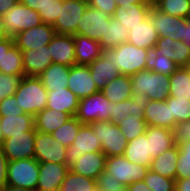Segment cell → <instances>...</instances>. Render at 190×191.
<instances>
[{
	"mask_svg": "<svg viewBox=\"0 0 190 191\" xmlns=\"http://www.w3.org/2000/svg\"><path fill=\"white\" fill-rule=\"evenodd\" d=\"M148 49L137 47L128 42L111 49H103L102 54L113 61L121 75L132 76L146 69Z\"/></svg>",
	"mask_w": 190,
	"mask_h": 191,
	"instance_id": "obj_1",
	"label": "cell"
},
{
	"mask_svg": "<svg viewBox=\"0 0 190 191\" xmlns=\"http://www.w3.org/2000/svg\"><path fill=\"white\" fill-rule=\"evenodd\" d=\"M14 95L22 112L33 117L47 106L48 91L37 76H23Z\"/></svg>",
	"mask_w": 190,
	"mask_h": 191,
	"instance_id": "obj_2",
	"label": "cell"
},
{
	"mask_svg": "<svg viewBox=\"0 0 190 191\" xmlns=\"http://www.w3.org/2000/svg\"><path fill=\"white\" fill-rule=\"evenodd\" d=\"M132 92L147 96L150 100L163 101L168 98L170 76L145 69L130 76Z\"/></svg>",
	"mask_w": 190,
	"mask_h": 191,
	"instance_id": "obj_3",
	"label": "cell"
},
{
	"mask_svg": "<svg viewBox=\"0 0 190 191\" xmlns=\"http://www.w3.org/2000/svg\"><path fill=\"white\" fill-rule=\"evenodd\" d=\"M96 133L102 151L107 157L124 155L128 140L125 135L120 132L118 125L110 121H94L89 124Z\"/></svg>",
	"mask_w": 190,
	"mask_h": 191,
	"instance_id": "obj_4",
	"label": "cell"
},
{
	"mask_svg": "<svg viewBox=\"0 0 190 191\" xmlns=\"http://www.w3.org/2000/svg\"><path fill=\"white\" fill-rule=\"evenodd\" d=\"M7 169V185L36 191L39 178V162L35 158L9 161Z\"/></svg>",
	"mask_w": 190,
	"mask_h": 191,
	"instance_id": "obj_5",
	"label": "cell"
},
{
	"mask_svg": "<svg viewBox=\"0 0 190 191\" xmlns=\"http://www.w3.org/2000/svg\"><path fill=\"white\" fill-rule=\"evenodd\" d=\"M8 37H15L19 32L43 23L39 13L21 2H17L9 11L2 15Z\"/></svg>",
	"mask_w": 190,
	"mask_h": 191,
	"instance_id": "obj_6",
	"label": "cell"
},
{
	"mask_svg": "<svg viewBox=\"0 0 190 191\" xmlns=\"http://www.w3.org/2000/svg\"><path fill=\"white\" fill-rule=\"evenodd\" d=\"M75 117L82 124H90L94 121H109L111 117V102L100 90L79 101Z\"/></svg>",
	"mask_w": 190,
	"mask_h": 191,
	"instance_id": "obj_7",
	"label": "cell"
},
{
	"mask_svg": "<svg viewBox=\"0 0 190 191\" xmlns=\"http://www.w3.org/2000/svg\"><path fill=\"white\" fill-rule=\"evenodd\" d=\"M148 170V166L130 162L123 155L106 158L105 171L118 179L123 186L128 187L134 182L143 181Z\"/></svg>",
	"mask_w": 190,
	"mask_h": 191,
	"instance_id": "obj_8",
	"label": "cell"
},
{
	"mask_svg": "<svg viewBox=\"0 0 190 191\" xmlns=\"http://www.w3.org/2000/svg\"><path fill=\"white\" fill-rule=\"evenodd\" d=\"M88 7L83 0H62L57 20L52 25L57 34L73 35L77 32L79 20Z\"/></svg>",
	"mask_w": 190,
	"mask_h": 191,
	"instance_id": "obj_9",
	"label": "cell"
},
{
	"mask_svg": "<svg viewBox=\"0 0 190 191\" xmlns=\"http://www.w3.org/2000/svg\"><path fill=\"white\" fill-rule=\"evenodd\" d=\"M148 18L158 33V37H169L173 40L183 41L184 26L187 18L165 14L152 5Z\"/></svg>",
	"mask_w": 190,
	"mask_h": 191,
	"instance_id": "obj_10",
	"label": "cell"
},
{
	"mask_svg": "<svg viewBox=\"0 0 190 191\" xmlns=\"http://www.w3.org/2000/svg\"><path fill=\"white\" fill-rule=\"evenodd\" d=\"M99 151H102V145L96 133L89 124H82L73 144L66 149V164L68 166L72 165L82 154Z\"/></svg>",
	"mask_w": 190,
	"mask_h": 191,
	"instance_id": "obj_11",
	"label": "cell"
},
{
	"mask_svg": "<svg viewBox=\"0 0 190 191\" xmlns=\"http://www.w3.org/2000/svg\"><path fill=\"white\" fill-rule=\"evenodd\" d=\"M66 149L51 134L36 131L34 158L38 162L66 164Z\"/></svg>",
	"mask_w": 190,
	"mask_h": 191,
	"instance_id": "obj_12",
	"label": "cell"
},
{
	"mask_svg": "<svg viewBox=\"0 0 190 191\" xmlns=\"http://www.w3.org/2000/svg\"><path fill=\"white\" fill-rule=\"evenodd\" d=\"M35 137L36 129L33 127L30 131L4 139L0 147L8 161L34 158Z\"/></svg>",
	"mask_w": 190,
	"mask_h": 191,
	"instance_id": "obj_13",
	"label": "cell"
},
{
	"mask_svg": "<svg viewBox=\"0 0 190 191\" xmlns=\"http://www.w3.org/2000/svg\"><path fill=\"white\" fill-rule=\"evenodd\" d=\"M111 17L109 13L97 10L88 5L79 20L75 34L99 41L101 37H105L107 20Z\"/></svg>",
	"mask_w": 190,
	"mask_h": 191,
	"instance_id": "obj_14",
	"label": "cell"
},
{
	"mask_svg": "<svg viewBox=\"0 0 190 191\" xmlns=\"http://www.w3.org/2000/svg\"><path fill=\"white\" fill-rule=\"evenodd\" d=\"M56 34L51 24L42 23L33 28L23 30L14 37V44L23 52L29 49H39L48 45Z\"/></svg>",
	"mask_w": 190,
	"mask_h": 191,
	"instance_id": "obj_15",
	"label": "cell"
},
{
	"mask_svg": "<svg viewBox=\"0 0 190 191\" xmlns=\"http://www.w3.org/2000/svg\"><path fill=\"white\" fill-rule=\"evenodd\" d=\"M69 170L67 164L39 162V178L36 191H59Z\"/></svg>",
	"mask_w": 190,
	"mask_h": 191,
	"instance_id": "obj_16",
	"label": "cell"
},
{
	"mask_svg": "<svg viewBox=\"0 0 190 191\" xmlns=\"http://www.w3.org/2000/svg\"><path fill=\"white\" fill-rule=\"evenodd\" d=\"M67 88L80 100L100 91L91 76L90 69L85 65L70 67Z\"/></svg>",
	"mask_w": 190,
	"mask_h": 191,
	"instance_id": "obj_17",
	"label": "cell"
},
{
	"mask_svg": "<svg viewBox=\"0 0 190 191\" xmlns=\"http://www.w3.org/2000/svg\"><path fill=\"white\" fill-rule=\"evenodd\" d=\"M150 99L145 95L132 93V96L124 101L118 103L111 102V117L110 122L118 124L130 115H137L144 119V109L149 103Z\"/></svg>",
	"mask_w": 190,
	"mask_h": 191,
	"instance_id": "obj_18",
	"label": "cell"
},
{
	"mask_svg": "<svg viewBox=\"0 0 190 191\" xmlns=\"http://www.w3.org/2000/svg\"><path fill=\"white\" fill-rule=\"evenodd\" d=\"M53 63L66 66L76 65L73 35L55 34L48 44Z\"/></svg>",
	"mask_w": 190,
	"mask_h": 191,
	"instance_id": "obj_19",
	"label": "cell"
},
{
	"mask_svg": "<svg viewBox=\"0 0 190 191\" xmlns=\"http://www.w3.org/2000/svg\"><path fill=\"white\" fill-rule=\"evenodd\" d=\"M107 156L103 151L82 154V156L69 166L77 174L96 180L105 171Z\"/></svg>",
	"mask_w": 190,
	"mask_h": 191,
	"instance_id": "obj_20",
	"label": "cell"
},
{
	"mask_svg": "<svg viewBox=\"0 0 190 191\" xmlns=\"http://www.w3.org/2000/svg\"><path fill=\"white\" fill-rule=\"evenodd\" d=\"M144 120L147 126L163 127L174 130L176 120L171 118L170 106L167 101L150 100L144 109Z\"/></svg>",
	"mask_w": 190,
	"mask_h": 191,
	"instance_id": "obj_21",
	"label": "cell"
},
{
	"mask_svg": "<svg viewBox=\"0 0 190 191\" xmlns=\"http://www.w3.org/2000/svg\"><path fill=\"white\" fill-rule=\"evenodd\" d=\"M25 76H39L53 63L48 45L22 52Z\"/></svg>",
	"mask_w": 190,
	"mask_h": 191,
	"instance_id": "obj_22",
	"label": "cell"
},
{
	"mask_svg": "<svg viewBox=\"0 0 190 191\" xmlns=\"http://www.w3.org/2000/svg\"><path fill=\"white\" fill-rule=\"evenodd\" d=\"M0 72L8 75H25L22 51L14 44V38H3V57Z\"/></svg>",
	"mask_w": 190,
	"mask_h": 191,
	"instance_id": "obj_23",
	"label": "cell"
},
{
	"mask_svg": "<svg viewBox=\"0 0 190 191\" xmlns=\"http://www.w3.org/2000/svg\"><path fill=\"white\" fill-rule=\"evenodd\" d=\"M155 47L179 67L190 66V46L183 41L173 40L169 37H159Z\"/></svg>",
	"mask_w": 190,
	"mask_h": 191,
	"instance_id": "obj_24",
	"label": "cell"
},
{
	"mask_svg": "<svg viewBox=\"0 0 190 191\" xmlns=\"http://www.w3.org/2000/svg\"><path fill=\"white\" fill-rule=\"evenodd\" d=\"M75 41V61L76 65H90L102 54L100 43L89 37L73 34Z\"/></svg>",
	"mask_w": 190,
	"mask_h": 191,
	"instance_id": "obj_25",
	"label": "cell"
},
{
	"mask_svg": "<svg viewBox=\"0 0 190 191\" xmlns=\"http://www.w3.org/2000/svg\"><path fill=\"white\" fill-rule=\"evenodd\" d=\"M80 99L68 88L48 91L47 109L66 112L72 117L76 115Z\"/></svg>",
	"mask_w": 190,
	"mask_h": 191,
	"instance_id": "obj_26",
	"label": "cell"
},
{
	"mask_svg": "<svg viewBox=\"0 0 190 191\" xmlns=\"http://www.w3.org/2000/svg\"><path fill=\"white\" fill-rule=\"evenodd\" d=\"M123 156L128 161L137 165L142 164L150 167L152 162L150 138H148L146 134H143L133 140L128 141Z\"/></svg>",
	"mask_w": 190,
	"mask_h": 191,
	"instance_id": "obj_27",
	"label": "cell"
},
{
	"mask_svg": "<svg viewBox=\"0 0 190 191\" xmlns=\"http://www.w3.org/2000/svg\"><path fill=\"white\" fill-rule=\"evenodd\" d=\"M145 134L150 138L151 159L177 145L175 142L174 130L163 127L147 126Z\"/></svg>",
	"mask_w": 190,
	"mask_h": 191,
	"instance_id": "obj_28",
	"label": "cell"
},
{
	"mask_svg": "<svg viewBox=\"0 0 190 191\" xmlns=\"http://www.w3.org/2000/svg\"><path fill=\"white\" fill-rule=\"evenodd\" d=\"M153 4H130L129 7L119 6L112 17L119 20L124 28L132 29L144 21L149 14Z\"/></svg>",
	"mask_w": 190,
	"mask_h": 191,
	"instance_id": "obj_29",
	"label": "cell"
},
{
	"mask_svg": "<svg viewBox=\"0 0 190 191\" xmlns=\"http://www.w3.org/2000/svg\"><path fill=\"white\" fill-rule=\"evenodd\" d=\"M158 33L147 17L139 25L129 29L127 42L141 48H154L157 44Z\"/></svg>",
	"mask_w": 190,
	"mask_h": 191,
	"instance_id": "obj_30",
	"label": "cell"
},
{
	"mask_svg": "<svg viewBox=\"0 0 190 191\" xmlns=\"http://www.w3.org/2000/svg\"><path fill=\"white\" fill-rule=\"evenodd\" d=\"M70 118L72 116L66 112L45 108L34 116V128L36 131L51 134Z\"/></svg>",
	"mask_w": 190,
	"mask_h": 191,
	"instance_id": "obj_31",
	"label": "cell"
},
{
	"mask_svg": "<svg viewBox=\"0 0 190 191\" xmlns=\"http://www.w3.org/2000/svg\"><path fill=\"white\" fill-rule=\"evenodd\" d=\"M33 127L34 117L30 114L0 115V129L3 132L4 139L30 131Z\"/></svg>",
	"mask_w": 190,
	"mask_h": 191,
	"instance_id": "obj_32",
	"label": "cell"
},
{
	"mask_svg": "<svg viewBox=\"0 0 190 191\" xmlns=\"http://www.w3.org/2000/svg\"><path fill=\"white\" fill-rule=\"evenodd\" d=\"M88 67L96 87L99 90L120 75V72L113 64V61L106 58L103 54L88 65Z\"/></svg>",
	"mask_w": 190,
	"mask_h": 191,
	"instance_id": "obj_33",
	"label": "cell"
},
{
	"mask_svg": "<svg viewBox=\"0 0 190 191\" xmlns=\"http://www.w3.org/2000/svg\"><path fill=\"white\" fill-rule=\"evenodd\" d=\"M70 67L52 63L38 77L47 91L67 88Z\"/></svg>",
	"mask_w": 190,
	"mask_h": 191,
	"instance_id": "obj_34",
	"label": "cell"
},
{
	"mask_svg": "<svg viewBox=\"0 0 190 191\" xmlns=\"http://www.w3.org/2000/svg\"><path fill=\"white\" fill-rule=\"evenodd\" d=\"M178 161V146L165 150L152 159L149 169L163 177L176 180V162Z\"/></svg>",
	"mask_w": 190,
	"mask_h": 191,
	"instance_id": "obj_35",
	"label": "cell"
},
{
	"mask_svg": "<svg viewBox=\"0 0 190 191\" xmlns=\"http://www.w3.org/2000/svg\"><path fill=\"white\" fill-rule=\"evenodd\" d=\"M104 96L113 103L129 99L132 96V81L130 76L119 75L108 82L102 89Z\"/></svg>",
	"mask_w": 190,
	"mask_h": 191,
	"instance_id": "obj_36",
	"label": "cell"
},
{
	"mask_svg": "<svg viewBox=\"0 0 190 191\" xmlns=\"http://www.w3.org/2000/svg\"><path fill=\"white\" fill-rule=\"evenodd\" d=\"M129 29L124 28L119 20L111 17L107 20L105 37H101L98 41L102 49H111L127 42Z\"/></svg>",
	"mask_w": 190,
	"mask_h": 191,
	"instance_id": "obj_37",
	"label": "cell"
},
{
	"mask_svg": "<svg viewBox=\"0 0 190 191\" xmlns=\"http://www.w3.org/2000/svg\"><path fill=\"white\" fill-rule=\"evenodd\" d=\"M168 96L177 99H190V68L178 67L170 75Z\"/></svg>",
	"mask_w": 190,
	"mask_h": 191,
	"instance_id": "obj_38",
	"label": "cell"
},
{
	"mask_svg": "<svg viewBox=\"0 0 190 191\" xmlns=\"http://www.w3.org/2000/svg\"><path fill=\"white\" fill-rule=\"evenodd\" d=\"M179 66L165 56L156 47L148 49L146 57V69L162 75L170 76Z\"/></svg>",
	"mask_w": 190,
	"mask_h": 191,
	"instance_id": "obj_39",
	"label": "cell"
},
{
	"mask_svg": "<svg viewBox=\"0 0 190 191\" xmlns=\"http://www.w3.org/2000/svg\"><path fill=\"white\" fill-rule=\"evenodd\" d=\"M59 191H97L95 180L83 175L77 174L71 170L68 171L66 178L62 182Z\"/></svg>",
	"mask_w": 190,
	"mask_h": 191,
	"instance_id": "obj_40",
	"label": "cell"
},
{
	"mask_svg": "<svg viewBox=\"0 0 190 191\" xmlns=\"http://www.w3.org/2000/svg\"><path fill=\"white\" fill-rule=\"evenodd\" d=\"M153 5L165 14L190 18V0H156Z\"/></svg>",
	"mask_w": 190,
	"mask_h": 191,
	"instance_id": "obj_41",
	"label": "cell"
},
{
	"mask_svg": "<svg viewBox=\"0 0 190 191\" xmlns=\"http://www.w3.org/2000/svg\"><path fill=\"white\" fill-rule=\"evenodd\" d=\"M120 132L123 133L128 141L146 133L147 123L137 115H130L118 124Z\"/></svg>",
	"mask_w": 190,
	"mask_h": 191,
	"instance_id": "obj_42",
	"label": "cell"
},
{
	"mask_svg": "<svg viewBox=\"0 0 190 191\" xmlns=\"http://www.w3.org/2000/svg\"><path fill=\"white\" fill-rule=\"evenodd\" d=\"M81 125L82 123L75 116H73L57 130L51 133V135L55 140L60 141L62 145L68 148L73 144Z\"/></svg>",
	"mask_w": 190,
	"mask_h": 191,
	"instance_id": "obj_43",
	"label": "cell"
},
{
	"mask_svg": "<svg viewBox=\"0 0 190 191\" xmlns=\"http://www.w3.org/2000/svg\"><path fill=\"white\" fill-rule=\"evenodd\" d=\"M178 146V161L176 162V179L190 177V139L182 141Z\"/></svg>",
	"mask_w": 190,
	"mask_h": 191,
	"instance_id": "obj_44",
	"label": "cell"
},
{
	"mask_svg": "<svg viewBox=\"0 0 190 191\" xmlns=\"http://www.w3.org/2000/svg\"><path fill=\"white\" fill-rule=\"evenodd\" d=\"M166 101L170 106L171 118L176 120V126L179 123L190 121V99H177L168 96Z\"/></svg>",
	"mask_w": 190,
	"mask_h": 191,
	"instance_id": "obj_45",
	"label": "cell"
},
{
	"mask_svg": "<svg viewBox=\"0 0 190 191\" xmlns=\"http://www.w3.org/2000/svg\"><path fill=\"white\" fill-rule=\"evenodd\" d=\"M144 182L152 191H175L176 180L163 177L149 169L144 177Z\"/></svg>",
	"mask_w": 190,
	"mask_h": 191,
	"instance_id": "obj_46",
	"label": "cell"
},
{
	"mask_svg": "<svg viewBox=\"0 0 190 191\" xmlns=\"http://www.w3.org/2000/svg\"><path fill=\"white\" fill-rule=\"evenodd\" d=\"M23 76L25 75H8L0 72V102L5 97L14 95Z\"/></svg>",
	"mask_w": 190,
	"mask_h": 191,
	"instance_id": "obj_47",
	"label": "cell"
},
{
	"mask_svg": "<svg viewBox=\"0 0 190 191\" xmlns=\"http://www.w3.org/2000/svg\"><path fill=\"white\" fill-rule=\"evenodd\" d=\"M97 191H120L124 186L114 176L106 171L95 180Z\"/></svg>",
	"mask_w": 190,
	"mask_h": 191,
	"instance_id": "obj_48",
	"label": "cell"
},
{
	"mask_svg": "<svg viewBox=\"0 0 190 191\" xmlns=\"http://www.w3.org/2000/svg\"><path fill=\"white\" fill-rule=\"evenodd\" d=\"M60 6H62V0H49L43 10L38 11L43 23L53 25L59 16Z\"/></svg>",
	"mask_w": 190,
	"mask_h": 191,
	"instance_id": "obj_49",
	"label": "cell"
},
{
	"mask_svg": "<svg viewBox=\"0 0 190 191\" xmlns=\"http://www.w3.org/2000/svg\"><path fill=\"white\" fill-rule=\"evenodd\" d=\"M22 113L15 95L5 97L0 102V115H20Z\"/></svg>",
	"mask_w": 190,
	"mask_h": 191,
	"instance_id": "obj_50",
	"label": "cell"
},
{
	"mask_svg": "<svg viewBox=\"0 0 190 191\" xmlns=\"http://www.w3.org/2000/svg\"><path fill=\"white\" fill-rule=\"evenodd\" d=\"M88 5L100 11H105L113 16L117 5L115 0H89Z\"/></svg>",
	"mask_w": 190,
	"mask_h": 191,
	"instance_id": "obj_51",
	"label": "cell"
},
{
	"mask_svg": "<svg viewBox=\"0 0 190 191\" xmlns=\"http://www.w3.org/2000/svg\"><path fill=\"white\" fill-rule=\"evenodd\" d=\"M174 133L176 144L190 139V121L179 123L174 129Z\"/></svg>",
	"mask_w": 190,
	"mask_h": 191,
	"instance_id": "obj_52",
	"label": "cell"
},
{
	"mask_svg": "<svg viewBox=\"0 0 190 191\" xmlns=\"http://www.w3.org/2000/svg\"><path fill=\"white\" fill-rule=\"evenodd\" d=\"M8 160L0 147V191L7 185Z\"/></svg>",
	"mask_w": 190,
	"mask_h": 191,
	"instance_id": "obj_53",
	"label": "cell"
},
{
	"mask_svg": "<svg viewBox=\"0 0 190 191\" xmlns=\"http://www.w3.org/2000/svg\"><path fill=\"white\" fill-rule=\"evenodd\" d=\"M19 2L38 12L39 10H43L49 0H19Z\"/></svg>",
	"mask_w": 190,
	"mask_h": 191,
	"instance_id": "obj_54",
	"label": "cell"
},
{
	"mask_svg": "<svg viewBox=\"0 0 190 191\" xmlns=\"http://www.w3.org/2000/svg\"><path fill=\"white\" fill-rule=\"evenodd\" d=\"M19 0H0V15H4L13 6L17 4Z\"/></svg>",
	"mask_w": 190,
	"mask_h": 191,
	"instance_id": "obj_55",
	"label": "cell"
},
{
	"mask_svg": "<svg viewBox=\"0 0 190 191\" xmlns=\"http://www.w3.org/2000/svg\"><path fill=\"white\" fill-rule=\"evenodd\" d=\"M117 7H129L130 4H152L149 0H115Z\"/></svg>",
	"mask_w": 190,
	"mask_h": 191,
	"instance_id": "obj_56",
	"label": "cell"
},
{
	"mask_svg": "<svg viewBox=\"0 0 190 191\" xmlns=\"http://www.w3.org/2000/svg\"><path fill=\"white\" fill-rule=\"evenodd\" d=\"M175 191H190V177L185 179H176Z\"/></svg>",
	"mask_w": 190,
	"mask_h": 191,
	"instance_id": "obj_57",
	"label": "cell"
},
{
	"mask_svg": "<svg viewBox=\"0 0 190 191\" xmlns=\"http://www.w3.org/2000/svg\"><path fill=\"white\" fill-rule=\"evenodd\" d=\"M130 191H152V189L146 185L143 181H137L128 186Z\"/></svg>",
	"mask_w": 190,
	"mask_h": 191,
	"instance_id": "obj_58",
	"label": "cell"
},
{
	"mask_svg": "<svg viewBox=\"0 0 190 191\" xmlns=\"http://www.w3.org/2000/svg\"><path fill=\"white\" fill-rule=\"evenodd\" d=\"M183 42L190 46V18H187V23L184 26Z\"/></svg>",
	"mask_w": 190,
	"mask_h": 191,
	"instance_id": "obj_59",
	"label": "cell"
},
{
	"mask_svg": "<svg viewBox=\"0 0 190 191\" xmlns=\"http://www.w3.org/2000/svg\"><path fill=\"white\" fill-rule=\"evenodd\" d=\"M1 191H32L19 186L6 185Z\"/></svg>",
	"mask_w": 190,
	"mask_h": 191,
	"instance_id": "obj_60",
	"label": "cell"
},
{
	"mask_svg": "<svg viewBox=\"0 0 190 191\" xmlns=\"http://www.w3.org/2000/svg\"><path fill=\"white\" fill-rule=\"evenodd\" d=\"M8 38L2 15H0V39Z\"/></svg>",
	"mask_w": 190,
	"mask_h": 191,
	"instance_id": "obj_61",
	"label": "cell"
},
{
	"mask_svg": "<svg viewBox=\"0 0 190 191\" xmlns=\"http://www.w3.org/2000/svg\"><path fill=\"white\" fill-rule=\"evenodd\" d=\"M2 57H3V38L0 39V61Z\"/></svg>",
	"mask_w": 190,
	"mask_h": 191,
	"instance_id": "obj_62",
	"label": "cell"
},
{
	"mask_svg": "<svg viewBox=\"0 0 190 191\" xmlns=\"http://www.w3.org/2000/svg\"><path fill=\"white\" fill-rule=\"evenodd\" d=\"M3 141H4V135H3V132L0 129V146L3 143Z\"/></svg>",
	"mask_w": 190,
	"mask_h": 191,
	"instance_id": "obj_63",
	"label": "cell"
},
{
	"mask_svg": "<svg viewBox=\"0 0 190 191\" xmlns=\"http://www.w3.org/2000/svg\"><path fill=\"white\" fill-rule=\"evenodd\" d=\"M120 191H130L127 186H124Z\"/></svg>",
	"mask_w": 190,
	"mask_h": 191,
	"instance_id": "obj_64",
	"label": "cell"
},
{
	"mask_svg": "<svg viewBox=\"0 0 190 191\" xmlns=\"http://www.w3.org/2000/svg\"><path fill=\"white\" fill-rule=\"evenodd\" d=\"M152 4L156 1V0H149Z\"/></svg>",
	"mask_w": 190,
	"mask_h": 191,
	"instance_id": "obj_65",
	"label": "cell"
}]
</instances>
